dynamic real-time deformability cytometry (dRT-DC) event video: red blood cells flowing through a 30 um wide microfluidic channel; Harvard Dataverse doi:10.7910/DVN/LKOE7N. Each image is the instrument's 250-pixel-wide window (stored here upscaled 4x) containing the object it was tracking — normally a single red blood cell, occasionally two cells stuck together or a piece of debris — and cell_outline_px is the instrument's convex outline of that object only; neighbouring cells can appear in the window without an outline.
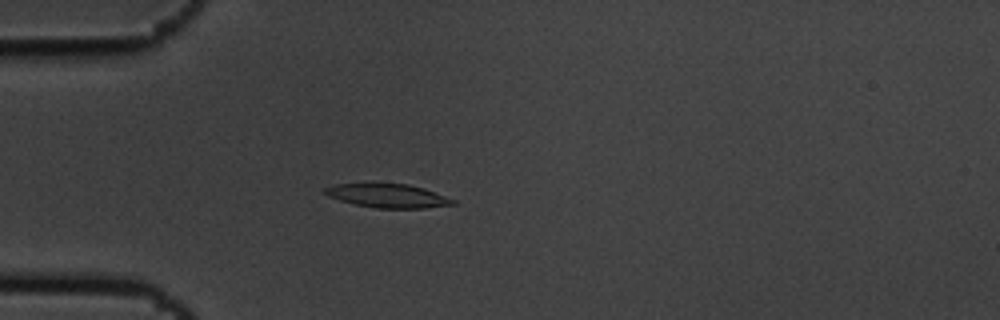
{"species": "common noctule bat (a hibernating species)", "species_latin": "Nyctalus noctula", "temperature_condition": "cold", "stored_images_in_passage": 4, "camera_frame_rate_fps": 3000, "um_per_image_px": 0.085, "animal": {"sex": "male", "body_mass_g": 19.5, "forearm_length_mm": 54.6}, "frame": {"image": 1, "passage_image": 3, "time_ms": 0.667, "image_size_px": [1000, 320], "cell_outline_px": [[456, 204], [424, 208], [376, 208], [356, 204], [340, 200], [328, 196], [320, 192], [324, 188], [332, 184], [372, 180], [408, 184], [424, 188], [456, 200]], "centroid_in_image_um": [32.86, 16.57], "position_along_channel_um": 52.1, "area_um2": 18.73}}